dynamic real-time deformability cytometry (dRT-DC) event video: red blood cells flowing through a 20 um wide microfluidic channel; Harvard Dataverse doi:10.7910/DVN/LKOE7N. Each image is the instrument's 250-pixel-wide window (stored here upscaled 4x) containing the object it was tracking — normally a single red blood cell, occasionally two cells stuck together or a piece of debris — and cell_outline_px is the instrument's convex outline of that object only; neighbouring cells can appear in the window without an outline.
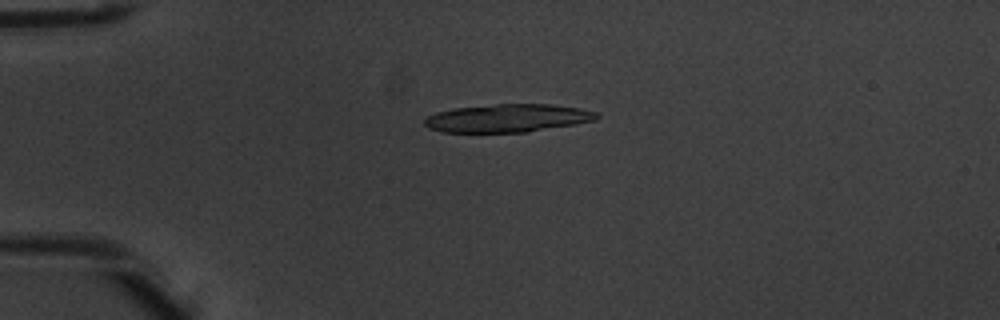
{"species": "common noctule bat (a hibernating species)", "species_latin": "Nyctalus noctula", "temperature_condition": "warm", "stored_images_in_passage": 5, "camera_frame_rate_fps": 3000, "um_per_image_px": 0.085, "animal": {"sex": "male", "body_mass_g": 20.1, "forearm_length_mm": 53.5}, "frame": {"image": 1, "passage_image": 4, "time_ms": 1.0, "image_size_px": [1000, 320], "cell_outline_px": [[600, 116], [596, 120], [576, 124], [528, 132], [440, 132], [428, 128], [424, 124], [424, 120], [428, 116], [436, 112], [456, 108], [496, 104], [552, 104], [580, 108], [596, 112]], "centroid_in_image_um": [43.16, 10.04], "position_along_channel_um": 41.8, "area_um2": 28.21}}